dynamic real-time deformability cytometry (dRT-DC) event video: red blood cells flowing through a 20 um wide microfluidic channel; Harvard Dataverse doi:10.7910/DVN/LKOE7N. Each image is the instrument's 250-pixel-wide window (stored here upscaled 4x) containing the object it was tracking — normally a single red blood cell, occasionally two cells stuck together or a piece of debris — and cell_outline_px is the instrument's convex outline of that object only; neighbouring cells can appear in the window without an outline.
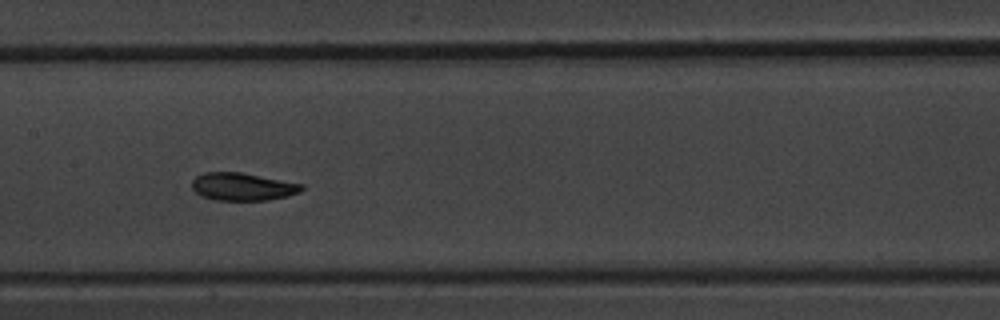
{"species": "common noctule bat (a hibernating species)", "species_latin": "Nyctalus noctula", "temperature_condition": "warm", "stored_images_in_passage": 10, "camera_frame_rate_fps": 3000, "um_per_image_px": 0.085, "animal": {"sex": "male", "body_mass_g": 20.1, "forearm_length_mm": 53.5}, "frame": {"image": 1, "passage_image": 4, "time_ms": 3.333, "image_size_px": [1000, 320], "cell_outline_px": [[304, 188], [300, 192], [288, 196], [268, 200], [216, 200], [200, 196], [192, 188], [192, 180], [196, 176], [204, 172], [240, 172], [304, 184]], "centroid_in_image_um": [20.62, 15.87], "position_along_channel_um": 186.8, "area_um2": 17.8}}
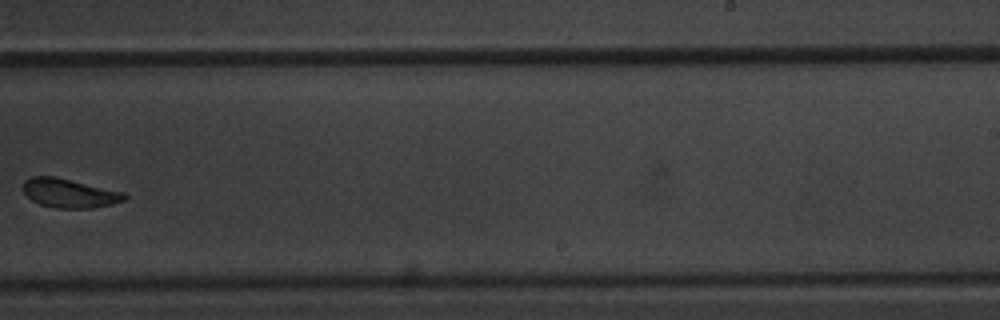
{"frame": {"image": 2, "passage_image": 6, "time_ms": 6.0, "image_size_px": [1000, 320], "cell_outline_px": [[128, 196], [124, 200], [112, 204], [92, 208], [56, 208], [40, 204], [32, 200], [20, 188], [24, 180], [32, 176], [52, 176], [124, 192]], "centroid_in_image_um": [5.86, 16.42], "position_along_channel_um": 283.1, "area_um2": 17.05}}
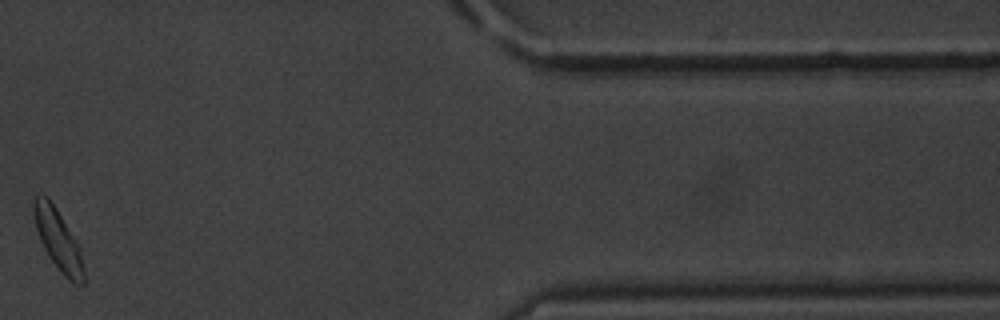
{"frame": {"image": 3, "passage_image": 9, "time_ms": 10.667, "image_size_px": [1000, 320], "cell_outline_px": [[84, 284], [72, 284], [64, 276], [52, 260], [44, 248], [40, 240], [36, 228], [32, 212], [32, 200], [36, 196], [48, 196], [80, 244], [84, 268]], "centroid_in_image_um": [4.96, 20.38], "position_along_channel_um": 406.4, "area_um2": 17.92}, "authors_computed_cell_mechanics": {"area_um2": 17.8602, "velocity_mm_per_s": 3.6329, "shape_relaxation_time_tau1_ms": 2.4915, "shape_relaxation_time_tau2_ms": 5.0621, "deformation_change_tau1": 0.071, "deformation_change_tau2": 0.0903}}